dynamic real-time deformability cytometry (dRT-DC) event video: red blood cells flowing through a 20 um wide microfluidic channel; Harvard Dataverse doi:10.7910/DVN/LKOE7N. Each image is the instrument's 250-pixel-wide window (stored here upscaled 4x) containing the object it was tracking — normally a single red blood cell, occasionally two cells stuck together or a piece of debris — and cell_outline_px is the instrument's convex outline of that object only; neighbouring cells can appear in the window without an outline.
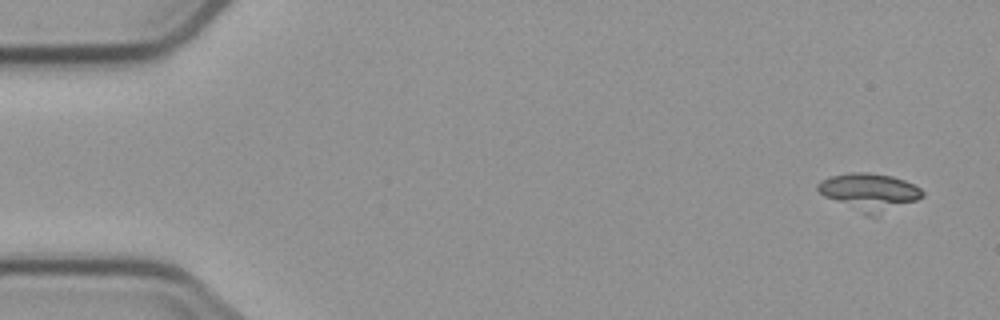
{"species": "common noctule bat (a hibernating species)", "species_latin": "Nyctalus noctula", "temperature_condition": "cold", "stored_images_in_passage": 10, "camera_frame_rate_fps": 3000, "um_per_image_px": 0.085, "animal": {"sex": "male", "body_mass_g": 23.1, "forearm_length_mm": 52.7}, "frame": {"image": 1, "passage_image": 1, "time_ms": 0.0, "image_size_px": [1000, 320], "cell_outline_px": [[924, 196], [916, 200], [876, 216], [868, 216], [824, 196], [816, 188], [816, 184], [820, 180], [832, 176], [852, 172], [868, 172], [892, 176], [904, 180], [920, 188], [924, 192]], "centroid_in_image_um": [73.88, 16.31], "position_along_channel_um": 11.1, "area_um2": 22.54}}
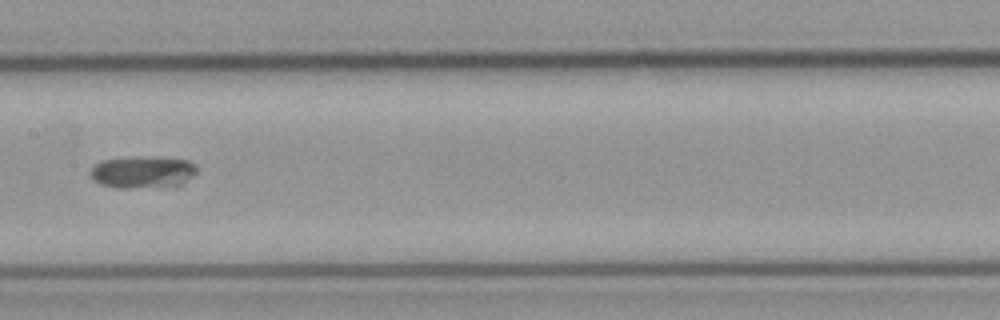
{"frame": {"image": 2, "passage_image": 7, "time_ms": 8.333, "image_size_px": [1000, 320], "cell_outline_px": [[196, 172], [180, 188], [120, 188], [100, 184], [88, 172], [96, 164], [104, 160], [148, 156], [188, 160], [196, 164]], "centroid_in_image_um": [12.22, 14.66], "position_along_channel_um": 195.2, "area_um2": 20.29}}
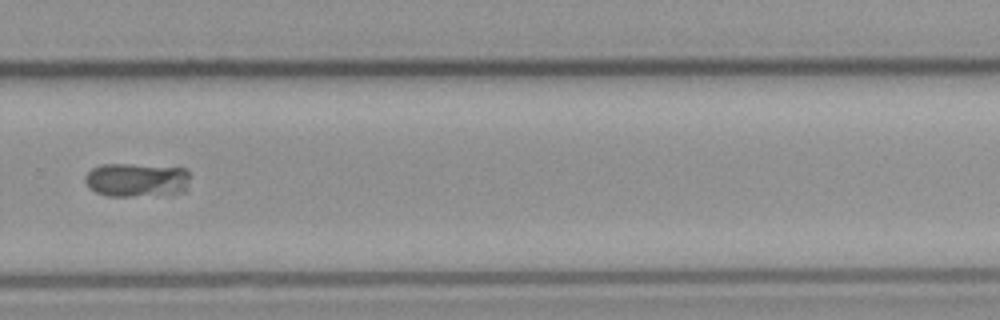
{"frame": {"image": 3, "passage_image": 10, "time_ms": 11.667, "image_size_px": [1000, 320], "cell_outline_px": [[188, 180], [184, 192], [128, 196], [104, 196], [88, 188], [84, 180], [84, 176], [92, 168], [100, 164], [132, 164], [188, 168]], "centroid_in_image_um": [11.56, 15.28], "position_along_channel_um": 318.2, "area_um2": 20.75}}